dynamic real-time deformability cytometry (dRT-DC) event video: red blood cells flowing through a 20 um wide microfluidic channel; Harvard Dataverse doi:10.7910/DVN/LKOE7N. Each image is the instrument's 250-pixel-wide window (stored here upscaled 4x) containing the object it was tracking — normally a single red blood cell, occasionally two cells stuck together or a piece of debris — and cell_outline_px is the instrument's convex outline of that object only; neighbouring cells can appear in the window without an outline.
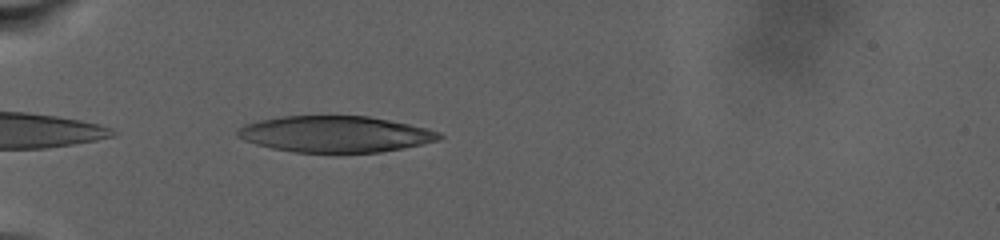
{"species": "human", "species_latin": "Homo sapiens", "temperature_condition": "warm", "stored_images_in_passage": 47, "camera_frame_rate_fps": 3000, "um_per_image_px": 0.085, "donor": {"sex": "male"}, "frame": {"image": 1, "passage_image": 3, "time_ms": 0.667, "image_size_px": [1000, 240], "cell_outline_px": [[444, 136], [436, 140], [404, 148], [380, 152], [292, 152], [272, 148], [256, 144], [244, 140], [236, 136], [236, 132], [244, 124], [260, 120], [280, 116], [368, 116], [408, 124], [440, 132]], "centroid_in_image_um": [28.45, 11.4], "position_along_channel_um": 56.6, "area_um2": 42.31}}
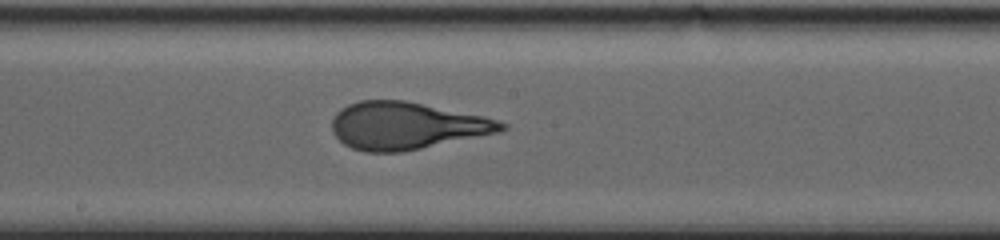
{"frame": {"image": 2, "passage_image": 24, "time_ms": 7.667, "image_size_px": [1000, 240], "cell_outline_px": [[508, 128], [500, 132], [404, 152], [364, 152], [352, 148], [344, 144], [332, 132], [332, 120], [336, 112], [340, 108], [348, 104], [360, 100], [404, 100], [484, 116], [508, 124]], "centroid_in_image_um": [34.54, 10.69], "position_along_channel_um": 213.7, "area_um2": 46.82}}
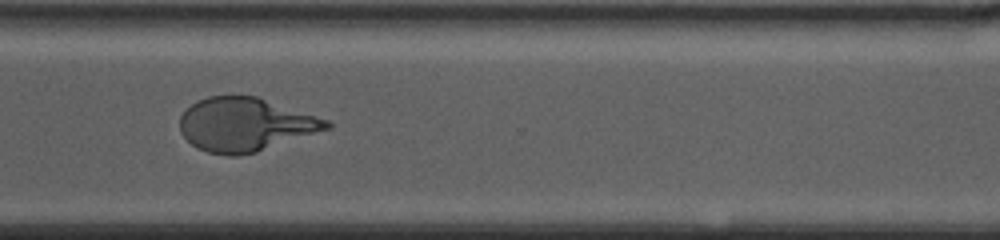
{"frame": {"image": 3, "passage_image": 40, "time_ms": 13.0, "image_size_px": [1000, 240], "cell_outline_px": [[332, 128], [256, 152], [236, 156], [228, 156], [208, 152], [196, 148], [180, 132], [180, 116], [196, 100], [208, 96], [256, 96], [328, 120], [332, 124]], "centroid_in_image_um": [20.84, 10.59], "position_along_channel_um": 349.8, "area_um2": 45.6}, "authors_computed_cell_mechanics": {"area_um2": 46.0666, "velocity_mm_per_s": 2.5533, "shape_relaxation_time_tau1_ms": 9.0001, "shape_relaxation_time_tau2_ms": null, "deformation_change_tau1": 0.3124, "deformation_change_tau2": null}}